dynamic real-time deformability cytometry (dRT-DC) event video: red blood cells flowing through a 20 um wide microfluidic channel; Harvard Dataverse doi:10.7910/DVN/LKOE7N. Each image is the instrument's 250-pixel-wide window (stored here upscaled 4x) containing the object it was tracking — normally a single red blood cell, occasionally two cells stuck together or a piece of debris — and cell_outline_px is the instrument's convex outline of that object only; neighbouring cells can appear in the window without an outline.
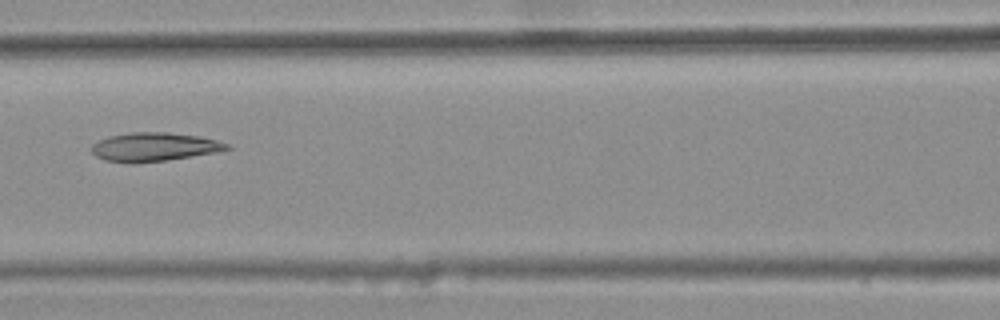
{"species": "common noctule bat (a hibernating species)", "species_latin": "Nyctalus noctula", "temperature_condition": "warm", "stored_images_in_passage": 8, "camera_frame_rate_fps": 3000, "um_per_image_px": 0.085, "animal": {"sex": "female", "body_mass_g": 25.1}, "frame": {"image": 1, "passage_image": 5, "time_ms": 1.333, "image_size_px": [1000, 320], "cell_outline_px": [[232, 148], [212, 152], [164, 160], [132, 164], [104, 160], [96, 156], [88, 148], [92, 144], [100, 140], [112, 136], [132, 132], [168, 132], [200, 136], [216, 140], [228, 144]], "centroid_in_image_um": [13.03, 12.49], "position_along_channel_um": 153.6, "area_um2": 22.37}}
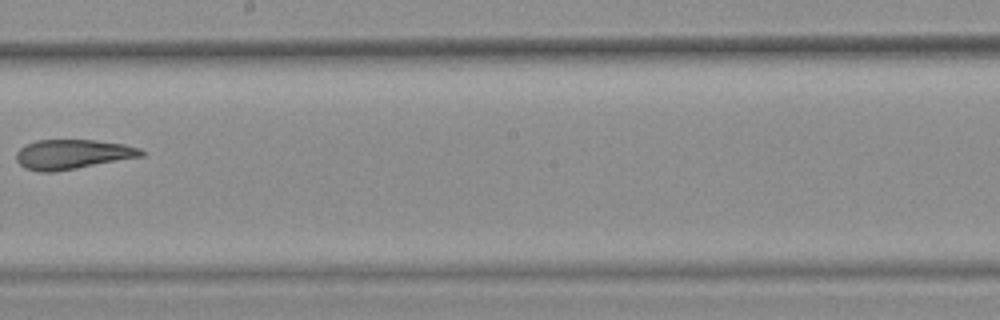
{"frame": {"image": 2, "passage_image": 7, "time_ms": 2.0, "image_size_px": [1000, 320], "cell_outline_px": [[148, 152], [144, 156], [76, 168], [52, 172], [40, 172], [24, 168], [16, 160], [16, 152], [24, 144], [36, 140], [96, 140], [124, 144], [140, 148]], "centroid_in_image_um": [6.17, 13.11], "position_along_channel_um": 242.0, "area_um2": 21.73}}
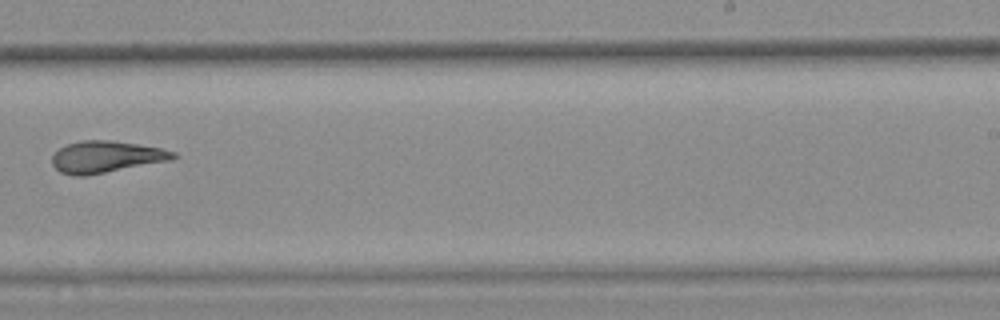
{"frame": {"image": 3, "passage_image": 8, "time_ms": 2.333, "image_size_px": [1000, 320], "cell_outline_px": [[180, 156], [172, 160], [84, 176], [72, 176], [60, 172], [52, 164], [52, 156], [60, 148], [68, 144], [80, 140], [112, 140], [160, 148], [176, 152]], "centroid_in_image_um": [9.03, 13.33], "position_along_channel_um": 280.0, "area_um2": 22.37}}